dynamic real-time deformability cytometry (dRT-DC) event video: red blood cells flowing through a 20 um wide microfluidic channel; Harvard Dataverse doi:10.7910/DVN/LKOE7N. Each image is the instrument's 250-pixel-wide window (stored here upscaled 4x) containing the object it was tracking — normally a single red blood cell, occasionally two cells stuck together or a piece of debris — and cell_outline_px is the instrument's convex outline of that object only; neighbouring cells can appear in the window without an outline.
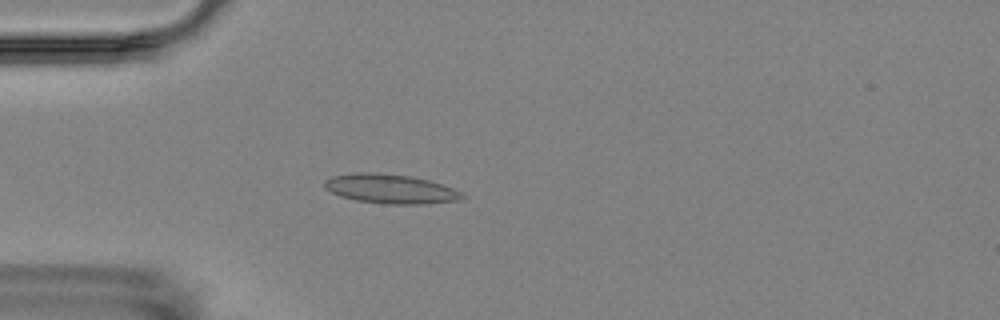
{"species": "Egyptian fruit bat (a non-hibernating species)", "species_latin": "Rousettus aegyptiacus", "temperature_condition": "room temperature", "stored_images_in_passage": 5, "camera_frame_rate_fps": 3000, "um_per_image_px": 0.085, "animal": {"sex": "female"}, "frame": {"image": 1, "passage_image": 4, "time_ms": 4.333, "image_size_px": [1000, 320], "cell_outline_px": [[464, 196], [460, 200], [420, 204], [384, 204], [356, 200], [340, 196], [324, 188], [324, 180], [332, 176], [356, 172], [380, 172], [412, 176], [428, 180], [452, 188], [460, 192]], "centroid_in_image_um": [33.14, 16.04], "position_along_channel_um": 51.9, "area_um2": 23.52}}